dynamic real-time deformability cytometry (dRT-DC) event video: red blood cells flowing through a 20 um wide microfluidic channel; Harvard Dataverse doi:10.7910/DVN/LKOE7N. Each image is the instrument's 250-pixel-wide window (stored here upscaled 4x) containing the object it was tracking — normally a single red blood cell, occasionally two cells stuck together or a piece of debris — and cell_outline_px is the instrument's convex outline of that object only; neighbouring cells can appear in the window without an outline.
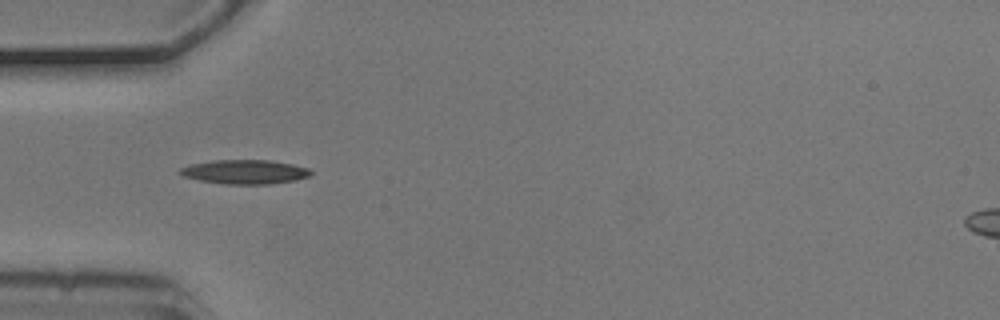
{"species": "common noctule bat (a hibernating species)", "species_latin": "Nyctalus noctula", "temperature_condition": "cold", "stored_images_in_passage": 3, "camera_frame_rate_fps": 3000, "um_per_image_px": 0.085, "animal": {"sex": "male", "body_mass_g": 20.5, "forearm_length_mm": 52.5}, "frame": {"image": 1, "passage_image": 2, "time_ms": 0.333, "image_size_px": [1000, 320], "cell_outline_px": [[312, 176], [296, 180], [268, 184], [224, 184], [200, 180], [184, 176], [176, 172], [180, 168], [192, 164], [212, 160], [268, 160], [292, 164], [308, 168], [312, 172]], "centroid_in_image_um": [20.82, 14.61], "position_along_channel_um": 64.2, "area_um2": 18.44}}